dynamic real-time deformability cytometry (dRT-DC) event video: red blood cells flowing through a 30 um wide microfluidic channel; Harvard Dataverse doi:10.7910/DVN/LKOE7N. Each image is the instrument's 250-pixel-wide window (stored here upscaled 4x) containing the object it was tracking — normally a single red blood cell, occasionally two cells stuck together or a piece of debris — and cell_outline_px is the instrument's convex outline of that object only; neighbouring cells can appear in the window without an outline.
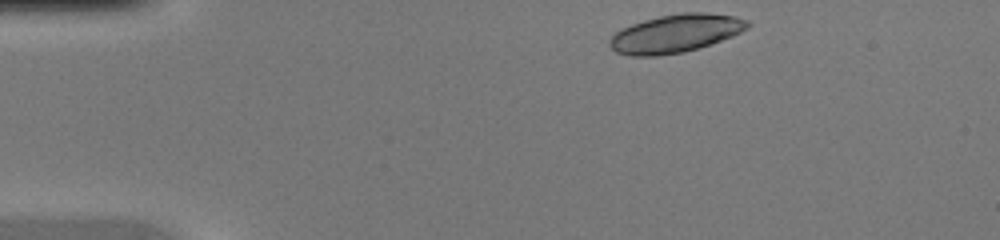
{"species": "common noctule bat (a hibernating species)", "species_latin": "Nyctalus noctula", "temperature_condition": "warm", "stored_images_in_passage": 39, "camera_frame_rate_fps": 3000, "um_per_image_px": 0.085, "animal": {"sex": "female", "body_mass_g": 20.0, "forearm_length_mm": 54.0}, "frame": {"image": 1, "passage_image": 1, "time_ms": 0.0, "image_size_px": [1000, 240], "cell_outline_px": [[752, 24], [748, 28], [732, 36], [684, 52], [656, 56], [628, 56], [616, 52], [608, 44], [608, 40], [616, 32], [632, 24], [644, 20], [660, 16], [680, 12], [708, 12], [732, 16], [748, 20]], "centroid_in_image_um": [57.41, 2.84], "position_along_channel_um": 27.6, "area_um2": 30.52}}